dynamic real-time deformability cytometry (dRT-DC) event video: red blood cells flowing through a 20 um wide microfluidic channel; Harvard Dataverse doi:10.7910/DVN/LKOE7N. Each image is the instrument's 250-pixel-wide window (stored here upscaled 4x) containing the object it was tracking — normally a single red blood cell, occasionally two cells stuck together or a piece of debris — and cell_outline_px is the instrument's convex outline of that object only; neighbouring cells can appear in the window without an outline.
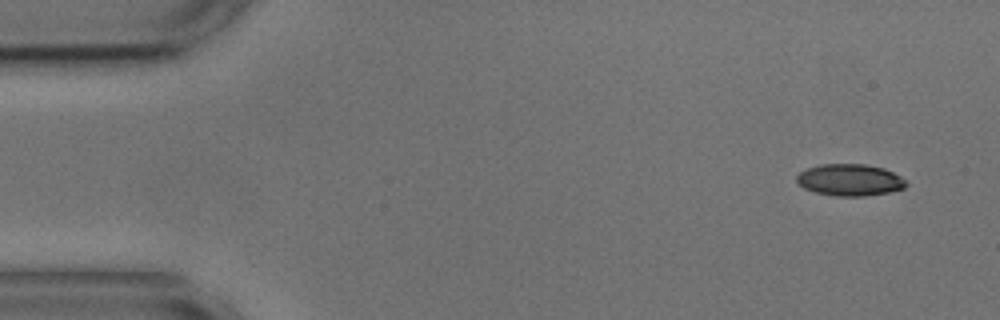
{"species": "common noctule bat (a hibernating species)", "species_latin": "Nyctalus noctula", "temperature_condition": "cold", "stored_images_in_passage": 4, "camera_frame_rate_fps": 3000, "um_per_image_px": 0.085, "animal": {"sex": "male", "body_mass_g": 17.9, "forearm_length_mm": 54.2}, "frame": {"image": 1, "passage_image": 1, "time_ms": 0.0, "image_size_px": [1000, 320], "cell_outline_px": [[908, 184], [904, 188], [888, 192], [864, 196], [836, 196], [816, 192], [804, 188], [796, 180], [796, 176], [800, 172], [808, 168], [820, 164], [864, 164], [884, 168], [900, 176]], "centroid_in_image_um": [72.23, 15.29], "position_along_channel_um": 12.8, "area_um2": 20.11}}
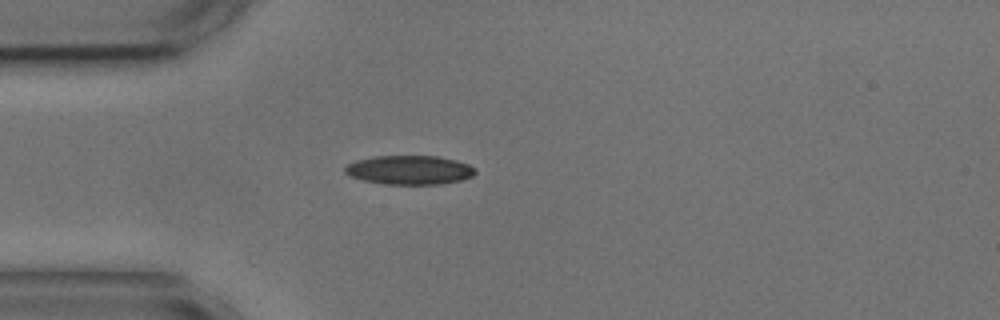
{"frame": {"image": 2, "passage_image": 4, "time_ms": 3.667, "image_size_px": [1000, 320], "cell_outline_px": [[476, 172], [472, 176], [460, 180], [440, 184], [384, 184], [364, 180], [352, 176], [344, 172], [344, 168], [348, 164], [356, 160], [372, 156], [436, 156], [456, 160], [468, 164]], "centroid_in_image_um": [34.78, 14.44], "position_along_channel_um": 50.2, "area_um2": 21.85}}